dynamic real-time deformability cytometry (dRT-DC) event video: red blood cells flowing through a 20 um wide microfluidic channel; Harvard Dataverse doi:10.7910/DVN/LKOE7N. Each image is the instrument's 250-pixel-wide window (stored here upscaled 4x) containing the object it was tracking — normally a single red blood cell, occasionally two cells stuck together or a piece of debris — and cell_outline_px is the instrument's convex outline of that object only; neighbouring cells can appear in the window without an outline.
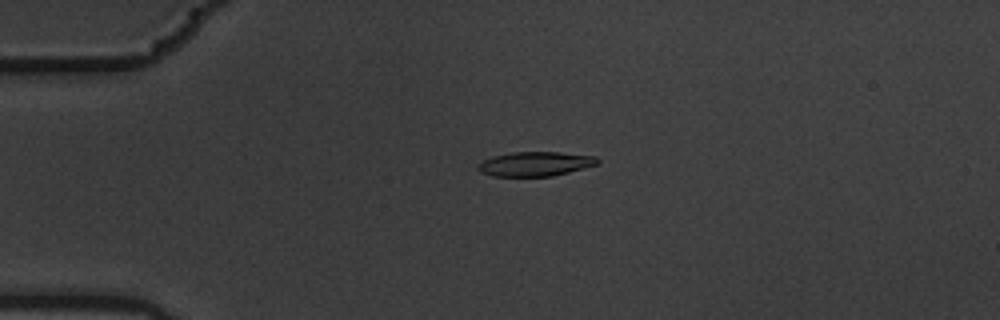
{"species": "common noctule bat (a hibernating species)", "species_latin": "Nyctalus noctula", "temperature_condition": "warm", "stored_images_in_passage": 6, "camera_frame_rate_fps": 3000, "um_per_image_px": 0.085, "animal": {"sex": "male", "body_mass_g": 19.5, "forearm_length_mm": 54.6}, "frame": {"image": 1, "passage_image": 5, "time_ms": 1.333, "image_size_px": [1000, 320], "cell_outline_px": [[600, 160], [596, 164], [568, 172], [552, 176], [492, 176], [480, 172], [476, 168], [476, 164], [492, 156], [512, 152], [560, 152], [596, 156]], "centroid_in_image_um": [45.44, 13.92], "position_along_channel_um": 39.6, "area_um2": 16.99}}